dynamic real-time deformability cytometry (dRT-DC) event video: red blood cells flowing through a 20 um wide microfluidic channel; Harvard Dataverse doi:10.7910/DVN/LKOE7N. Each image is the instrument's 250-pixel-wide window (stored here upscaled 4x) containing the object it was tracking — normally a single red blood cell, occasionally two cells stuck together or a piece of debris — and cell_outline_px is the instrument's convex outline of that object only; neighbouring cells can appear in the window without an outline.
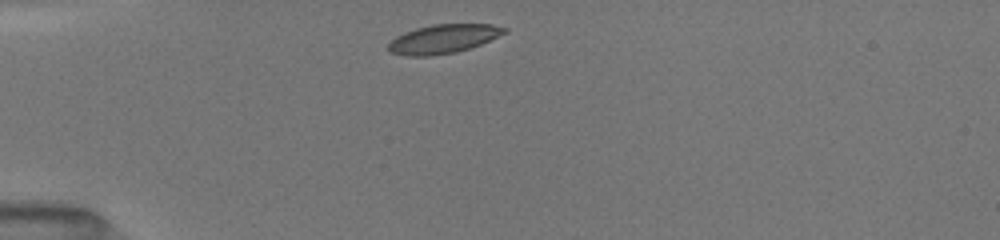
{"species": "common noctule bat (a hibernating species)", "species_latin": "Nyctalus noctula", "temperature_condition": "room temperature", "stored_images_in_passage": 3, "camera_frame_rate_fps": 3000, "um_per_image_px": 0.085, "animal": {"sex": "female", "body_mass_g": 19.5, "forearm_length_mm": 54.1}, "frame": {"image": 1, "passage_image": 1, "time_ms": 0.0, "image_size_px": [1000, 240], "cell_outline_px": [[508, 32], [480, 44], [456, 52], [428, 56], [404, 56], [388, 52], [388, 44], [396, 36], [404, 32], [416, 28], [432, 24], [492, 24], [508, 28]], "centroid_in_image_um": [37.66, 3.3], "position_along_channel_um": 47.3, "area_um2": 19.59}}
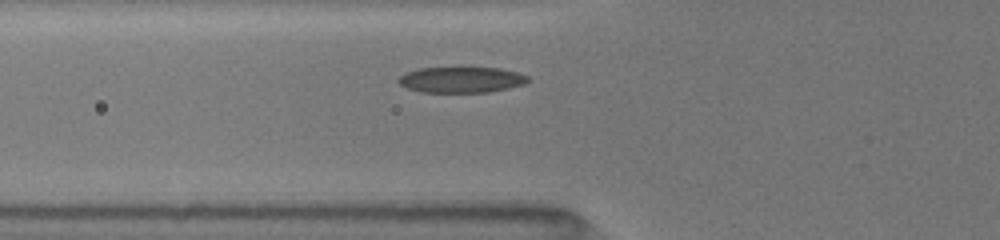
{"frame": {"image": 2, "passage_image": 3, "time_ms": 1.667, "image_size_px": [1000, 240], "cell_outline_px": [[528, 80], [524, 84], [508, 88], [488, 92], [420, 92], [408, 88], [400, 84], [396, 80], [404, 72], [420, 68], [460, 64], [500, 68], [516, 72], [528, 76]], "centroid_in_image_um": [39.17, 6.72], "position_along_channel_um": 86.6, "area_um2": 20.52}}